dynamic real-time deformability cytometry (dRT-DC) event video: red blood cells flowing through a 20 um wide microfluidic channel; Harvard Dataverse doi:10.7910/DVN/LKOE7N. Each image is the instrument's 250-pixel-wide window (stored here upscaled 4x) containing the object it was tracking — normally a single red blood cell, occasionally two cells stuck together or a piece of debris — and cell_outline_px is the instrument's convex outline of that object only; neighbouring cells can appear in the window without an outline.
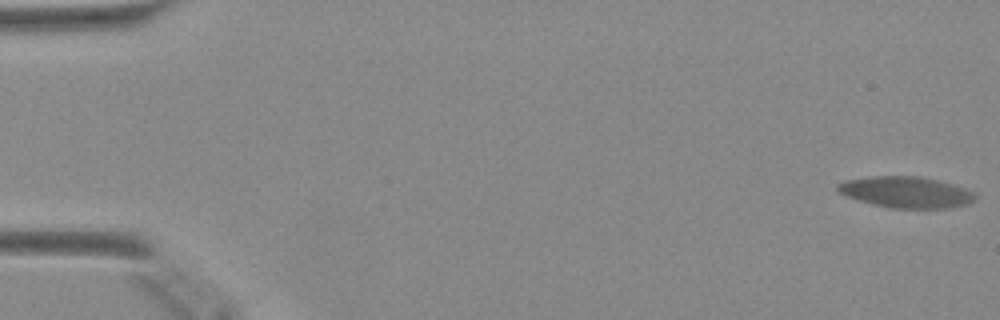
{"species": "Egyptian fruit bat (a non-hibernating species)", "species_latin": "Rousettus aegyptiacus", "temperature_condition": "warm", "stored_images_in_passage": 18, "camera_frame_rate_fps": 3000, "um_per_image_px": 0.085, "animal": {"sex": "female"}, "frame": {"image": 1, "passage_image": 1, "time_ms": 0.0, "image_size_px": [1000, 320], "cell_outline_px": [[976, 200], [968, 204], [948, 208], [892, 208], [872, 204], [848, 196], [840, 192], [836, 188], [836, 184], [844, 180], [872, 176], [920, 176], [936, 180], [964, 188], [972, 192], [976, 196]], "centroid_in_image_um": [77.01, 16.33], "position_along_channel_um": 8.0, "area_um2": 24.8}}
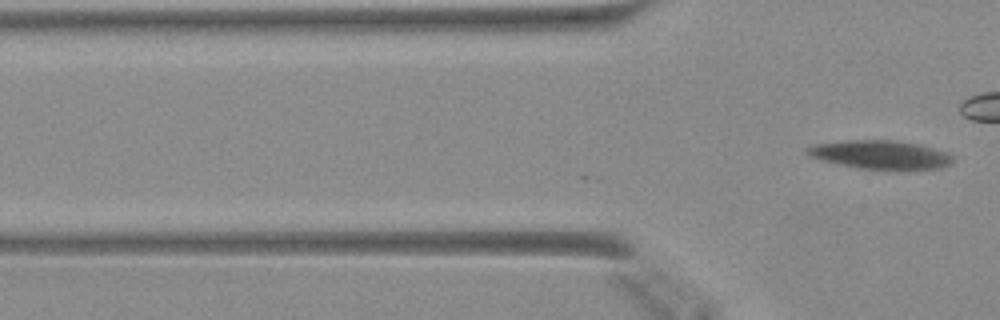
{"frame": {"image": 2, "passage_image": 18, "time_ms": 5.667, "image_size_px": [1000, 320], "cell_outline_px": [[956, 160], [952, 164], [940, 168], [860, 168], [840, 164], [824, 160], [812, 156], [804, 152], [804, 148], [816, 144], [844, 140], [896, 140], [916, 144], [948, 152]], "centroid_in_image_um": [74.85, 13.12], "position_along_channel_um": 51.0, "area_um2": 23.76}}